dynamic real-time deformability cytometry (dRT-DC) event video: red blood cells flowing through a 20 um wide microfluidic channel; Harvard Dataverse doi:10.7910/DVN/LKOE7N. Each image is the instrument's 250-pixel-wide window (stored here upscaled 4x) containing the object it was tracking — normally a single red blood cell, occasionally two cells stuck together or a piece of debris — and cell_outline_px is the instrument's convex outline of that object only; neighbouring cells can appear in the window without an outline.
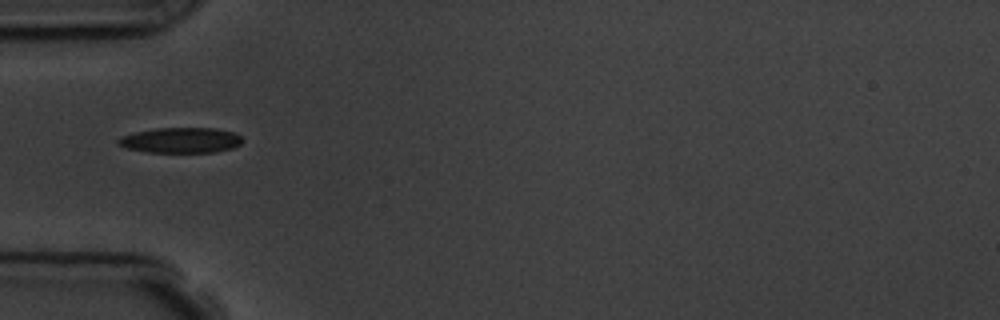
{"species": "common noctule bat (a hibernating species)", "species_latin": "Nyctalus noctula", "temperature_condition": "room temperature", "stored_images_in_passage": 1, "camera_frame_rate_fps": 3000, "um_per_image_px": 0.085, "animal": {"sex": "male", "body_mass_g": 19.5, "forearm_length_mm": 54.6}, "frame": {"image": 1, "passage_image": 1, "time_ms": 0.0, "image_size_px": [1000, 320], "cell_outline_px": [[244, 140], [240, 144], [232, 148], [216, 152], [148, 152], [124, 148], [116, 144], [116, 140], [120, 136], [132, 132], [156, 128], [216, 128], [236, 132]], "centroid_in_image_um": [15.33, 11.91], "position_along_channel_um": 69.7, "area_um2": 18.73}}